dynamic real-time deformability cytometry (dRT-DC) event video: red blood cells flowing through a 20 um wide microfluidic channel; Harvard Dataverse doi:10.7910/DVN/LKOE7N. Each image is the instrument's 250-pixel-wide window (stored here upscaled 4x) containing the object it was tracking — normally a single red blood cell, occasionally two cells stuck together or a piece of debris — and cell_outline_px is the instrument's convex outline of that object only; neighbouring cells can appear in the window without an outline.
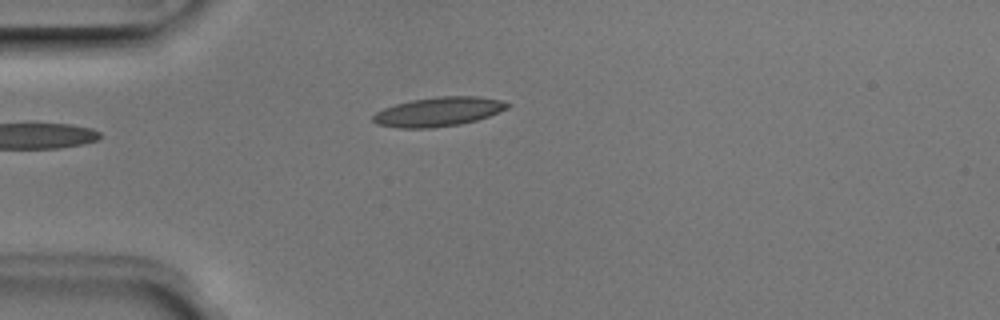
{"species": "Egyptian fruit bat (a non-hibernating species)", "species_latin": "Rousettus aegyptiacus", "temperature_condition": "room temperature", "stored_images_in_passage": 2, "camera_frame_rate_fps": 3000, "um_per_image_px": 0.085, "animal": {"sex": "male"}, "frame": {"image": 1, "passage_image": 2, "time_ms": 0.333, "image_size_px": [1000, 320], "cell_outline_px": [[512, 104], [508, 108], [488, 116], [476, 120], [460, 124], [432, 128], [396, 128], [376, 124], [372, 120], [372, 116], [376, 112], [384, 108], [396, 104], [412, 100], [436, 96], [476, 96], [500, 100]], "centroid_in_image_um": [37.24, 9.5], "position_along_channel_um": 47.8, "area_um2": 22.89}}